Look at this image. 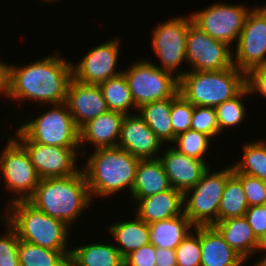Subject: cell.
<instances>
[{
  "label": "cell",
  "mask_w": 266,
  "mask_h": 266,
  "mask_svg": "<svg viewBox=\"0 0 266 266\" xmlns=\"http://www.w3.org/2000/svg\"><path fill=\"white\" fill-rule=\"evenodd\" d=\"M14 137L26 150L40 179L75 174L78 154L69 147L49 146L31 141L19 128Z\"/></svg>",
  "instance_id": "5bb4252c"
},
{
  "label": "cell",
  "mask_w": 266,
  "mask_h": 266,
  "mask_svg": "<svg viewBox=\"0 0 266 266\" xmlns=\"http://www.w3.org/2000/svg\"><path fill=\"white\" fill-rule=\"evenodd\" d=\"M0 171L6 190L15 194L7 205L15 201H27L40 181L28 153L14 136L8 138L1 150Z\"/></svg>",
  "instance_id": "30bf717a"
},
{
  "label": "cell",
  "mask_w": 266,
  "mask_h": 266,
  "mask_svg": "<svg viewBox=\"0 0 266 266\" xmlns=\"http://www.w3.org/2000/svg\"><path fill=\"white\" fill-rule=\"evenodd\" d=\"M27 201L43 213L64 221L69 227L77 223L82 212L94 202L82 168L67 177L40 179Z\"/></svg>",
  "instance_id": "3957f363"
},
{
  "label": "cell",
  "mask_w": 266,
  "mask_h": 266,
  "mask_svg": "<svg viewBox=\"0 0 266 266\" xmlns=\"http://www.w3.org/2000/svg\"><path fill=\"white\" fill-rule=\"evenodd\" d=\"M232 48L233 64L245 74L266 64V5L251 8L238 42Z\"/></svg>",
  "instance_id": "7c38bea8"
},
{
  "label": "cell",
  "mask_w": 266,
  "mask_h": 266,
  "mask_svg": "<svg viewBox=\"0 0 266 266\" xmlns=\"http://www.w3.org/2000/svg\"><path fill=\"white\" fill-rule=\"evenodd\" d=\"M163 145L137 112L124 116L117 147L139 159H157Z\"/></svg>",
  "instance_id": "2e32d148"
},
{
  "label": "cell",
  "mask_w": 266,
  "mask_h": 266,
  "mask_svg": "<svg viewBox=\"0 0 266 266\" xmlns=\"http://www.w3.org/2000/svg\"><path fill=\"white\" fill-rule=\"evenodd\" d=\"M171 188L169 178L159 158L140 159L130 196L133 200H140Z\"/></svg>",
  "instance_id": "603a6c76"
},
{
  "label": "cell",
  "mask_w": 266,
  "mask_h": 266,
  "mask_svg": "<svg viewBox=\"0 0 266 266\" xmlns=\"http://www.w3.org/2000/svg\"><path fill=\"white\" fill-rule=\"evenodd\" d=\"M249 208L241 181L232 174L225 183L219 205L218 222L244 216Z\"/></svg>",
  "instance_id": "4dcf8cb0"
},
{
  "label": "cell",
  "mask_w": 266,
  "mask_h": 266,
  "mask_svg": "<svg viewBox=\"0 0 266 266\" xmlns=\"http://www.w3.org/2000/svg\"><path fill=\"white\" fill-rule=\"evenodd\" d=\"M252 228L254 235L261 242H266V218L262 206H252L244 215Z\"/></svg>",
  "instance_id": "ab89813d"
},
{
  "label": "cell",
  "mask_w": 266,
  "mask_h": 266,
  "mask_svg": "<svg viewBox=\"0 0 266 266\" xmlns=\"http://www.w3.org/2000/svg\"><path fill=\"white\" fill-rule=\"evenodd\" d=\"M156 266H177L176 251L156 247Z\"/></svg>",
  "instance_id": "b9f144b4"
},
{
  "label": "cell",
  "mask_w": 266,
  "mask_h": 266,
  "mask_svg": "<svg viewBox=\"0 0 266 266\" xmlns=\"http://www.w3.org/2000/svg\"><path fill=\"white\" fill-rule=\"evenodd\" d=\"M21 266H69L70 251H56L19 240Z\"/></svg>",
  "instance_id": "f546056e"
},
{
  "label": "cell",
  "mask_w": 266,
  "mask_h": 266,
  "mask_svg": "<svg viewBox=\"0 0 266 266\" xmlns=\"http://www.w3.org/2000/svg\"><path fill=\"white\" fill-rule=\"evenodd\" d=\"M167 147L165 150L163 148V153L158 158L172 188L184 194L201 180L202 175L209 168V161L203 162L181 154L169 145Z\"/></svg>",
  "instance_id": "ac0fdd59"
},
{
  "label": "cell",
  "mask_w": 266,
  "mask_h": 266,
  "mask_svg": "<svg viewBox=\"0 0 266 266\" xmlns=\"http://www.w3.org/2000/svg\"><path fill=\"white\" fill-rule=\"evenodd\" d=\"M129 84L135 106L172 98L179 89V79L162 70L152 60H138L122 70Z\"/></svg>",
  "instance_id": "ba28073f"
},
{
  "label": "cell",
  "mask_w": 266,
  "mask_h": 266,
  "mask_svg": "<svg viewBox=\"0 0 266 266\" xmlns=\"http://www.w3.org/2000/svg\"><path fill=\"white\" fill-rule=\"evenodd\" d=\"M6 233L0 236V266H21L19 261V238L14 228L2 217Z\"/></svg>",
  "instance_id": "d590c367"
},
{
  "label": "cell",
  "mask_w": 266,
  "mask_h": 266,
  "mask_svg": "<svg viewBox=\"0 0 266 266\" xmlns=\"http://www.w3.org/2000/svg\"><path fill=\"white\" fill-rule=\"evenodd\" d=\"M121 39L107 40L88 50L77 64L72 62L73 78L85 84L99 85L123 71L116 70L120 56Z\"/></svg>",
  "instance_id": "9a60e30c"
},
{
  "label": "cell",
  "mask_w": 266,
  "mask_h": 266,
  "mask_svg": "<svg viewBox=\"0 0 266 266\" xmlns=\"http://www.w3.org/2000/svg\"><path fill=\"white\" fill-rule=\"evenodd\" d=\"M247 4L215 2L204 9L191 13L193 23L212 38L230 47L238 42L247 14Z\"/></svg>",
  "instance_id": "8fae6325"
},
{
  "label": "cell",
  "mask_w": 266,
  "mask_h": 266,
  "mask_svg": "<svg viewBox=\"0 0 266 266\" xmlns=\"http://www.w3.org/2000/svg\"><path fill=\"white\" fill-rule=\"evenodd\" d=\"M191 15L175 16L155 26L152 32V49L160 60L157 66L164 71L181 78L187 70H178L182 63H186V38Z\"/></svg>",
  "instance_id": "9c48e42d"
},
{
  "label": "cell",
  "mask_w": 266,
  "mask_h": 266,
  "mask_svg": "<svg viewBox=\"0 0 266 266\" xmlns=\"http://www.w3.org/2000/svg\"><path fill=\"white\" fill-rule=\"evenodd\" d=\"M8 64V100L38 102L39 107L65 103L73 78L72 61L57 51L29 64ZM41 105V106H40Z\"/></svg>",
  "instance_id": "6da1fadb"
},
{
  "label": "cell",
  "mask_w": 266,
  "mask_h": 266,
  "mask_svg": "<svg viewBox=\"0 0 266 266\" xmlns=\"http://www.w3.org/2000/svg\"><path fill=\"white\" fill-rule=\"evenodd\" d=\"M41 1H44V2H47V3H52V2H59V0H41Z\"/></svg>",
  "instance_id": "f6af8a7d"
},
{
  "label": "cell",
  "mask_w": 266,
  "mask_h": 266,
  "mask_svg": "<svg viewBox=\"0 0 266 266\" xmlns=\"http://www.w3.org/2000/svg\"><path fill=\"white\" fill-rule=\"evenodd\" d=\"M260 254L262 253L263 257L261 256L258 260L259 261H255V265L253 266H266V242L262 243L261 249H260Z\"/></svg>",
  "instance_id": "ee69618b"
},
{
  "label": "cell",
  "mask_w": 266,
  "mask_h": 266,
  "mask_svg": "<svg viewBox=\"0 0 266 266\" xmlns=\"http://www.w3.org/2000/svg\"><path fill=\"white\" fill-rule=\"evenodd\" d=\"M149 225L150 243L162 249H174L194 229L183 213L180 216L161 220Z\"/></svg>",
  "instance_id": "484cf974"
},
{
  "label": "cell",
  "mask_w": 266,
  "mask_h": 266,
  "mask_svg": "<svg viewBox=\"0 0 266 266\" xmlns=\"http://www.w3.org/2000/svg\"><path fill=\"white\" fill-rule=\"evenodd\" d=\"M124 116L120 112L109 110L83 125L79 129L80 150L87 143L95 149L117 147Z\"/></svg>",
  "instance_id": "d6986e66"
},
{
  "label": "cell",
  "mask_w": 266,
  "mask_h": 266,
  "mask_svg": "<svg viewBox=\"0 0 266 266\" xmlns=\"http://www.w3.org/2000/svg\"><path fill=\"white\" fill-rule=\"evenodd\" d=\"M99 87L110 111L130 115L134 114L133 112L131 113L133 109L135 112L138 110L123 72L100 83Z\"/></svg>",
  "instance_id": "83f0119b"
},
{
  "label": "cell",
  "mask_w": 266,
  "mask_h": 266,
  "mask_svg": "<svg viewBox=\"0 0 266 266\" xmlns=\"http://www.w3.org/2000/svg\"><path fill=\"white\" fill-rule=\"evenodd\" d=\"M3 208V217L16 231L19 240L56 251H71V234L64 221L36 209L28 201H15Z\"/></svg>",
  "instance_id": "277c9868"
},
{
  "label": "cell",
  "mask_w": 266,
  "mask_h": 266,
  "mask_svg": "<svg viewBox=\"0 0 266 266\" xmlns=\"http://www.w3.org/2000/svg\"><path fill=\"white\" fill-rule=\"evenodd\" d=\"M133 219L122 222L120 220L118 223L115 221L107 227L108 234L112 237L111 239L114 238L117 242L113 243L114 246L119 250L123 258L150 243L149 225L136 215Z\"/></svg>",
  "instance_id": "cb8c5ba5"
},
{
  "label": "cell",
  "mask_w": 266,
  "mask_h": 266,
  "mask_svg": "<svg viewBox=\"0 0 266 266\" xmlns=\"http://www.w3.org/2000/svg\"><path fill=\"white\" fill-rule=\"evenodd\" d=\"M246 87V74L235 66L219 71H187L179 78V93L193 106L216 107Z\"/></svg>",
  "instance_id": "5b68a950"
},
{
  "label": "cell",
  "mask_w": 266,
  "mask_h": 266,
  "mask_svg": "<svg viewBox=\"0 0 266 266\" xmlns=\"http://www.w3.org/2000/svg\"><path fill=\"white\" fill-rule=\"evenodd\" d=\"M261 206L263 207V211H265V218H266V202Z\"/></svg>",
  "instance_id": "bcb514c9"
},
{
  "label": "cell",
  "mask_w": 266,
  "mask_h": 266,
  "mask_svg": "<svg viewBox=\"0 0 266 266\" xmlns=\"http://www.w3.org/2000/svg\"><path fill=\"white\" fill-rule=\"evenodd\" d=\"M209 168L201 180L183 194L184 214L194 227L214 226L226 180L233 174L232 165L218 171Z\"/></svg>",
  "instance_id": "8992f818"
},
{
  "label": "cell",
  "mask_w": 266,
  "mask_h": 266,
  "mask_svg": "<svg viewBox=\"0 0 266 266\" xmlns=\"http://www.w3.org/2000/svg\"><path fill=\"white\" fill-rule=\"evenodd\" d=\"M246 87L250 95L259 93L266 98V64L253 68L246 74Z\"/></svg>",
  "instance_id": "60d3db41"
},
{
  "label": "cell",
  "mask_w": 266,
  "mask_h": 266,
  "mask_svg": "<svg viewBox=\"0 0 266 266\" xmlns=\"http://www.w3.org/2000/svg\"><path fill=\"white\" fill-rule=\"evenodd\" d=\"M201 266H242L246 261L214 226H200Z\"/></svg>",
  "instance_id": "7402d4cb"
},
{
  "label": "cell",
  "mask_w": 266,
  "mask_h": 266,
  "mask_svg": "<svg viewBox=\"0 0 266 266\" xmlns=\"http://www.w3.org/2000/svg\"><path fill=\"white\" fill-rule=\"evenodd\" d=\"M81 155L86 162L82 171L85 175L91 199L115 196L124 189L132 192L136 169L140 159L119 147L99 148ZM87 154L88 157H85Z\"/></svg>",
  "instance_id": "7a4b0ae2"
},
{
  "label": "cell",
  "mask_w": 266,
  "mask_h": 266,
  "mask_svg": "<svg viewBox=\"0 0 266 266\" xmlns=\"http://www.w3.org/2000/svg\"><path fill=\"white\" fill-rule=\"evenodd\" d=\"M191 129L202 132L212 139L219 136V127L214 107L194 106Z\"/></svg>",
  "instance_id": "8d00e7d4"
},
{
  "label": "cell",
  "mask_w": 266,
  "mask_h": 266,
  "mask_svg": "<svg viewBox=\"0 0 266 266\" xmlns=\"http://www.w3.org/2000/svg\"><path fill=\"white\" fill-rule=\"evenodd\" d=\"M193 111L194 106L179 91L172 97L170 116L173 128V140L178 134L191 129Z\"/></svg>",
  "instance_id": "e575fe53"
},
{
  "label": "cell",
  "mask_w": 266,
  "mask_h": 266,
  "mask_svg": "<svg viewBox=\"0 0 266 266\" xmlns=\"http://www.w3.org/2000/svg\"><path fill=\"white\" fill-rule=\"evenodd\" d=\"M134 213L147 224L171 219L184 213L183 193L175 188L134 200Z\"/></svg>",
  "instance_id": "ffe728a7"
},
{
  "label": "cell",
  "mask_w": 266,
  "mask_h": 266,
  "mask_svg": "<svg viewBox=\"0 0 266 266\" xmlns=\"http://www.w3.org/2000/svg\"><path fill=\"white\" fill-rule=\"evenodd\" d=\"M250 92L245 87L237 96L214 107L219 127V135L226 128L239 126L245 120L246 105L243 100ZM243 98V99H242Z\"/></svg>",
  "instance_id": "1f68e13d"
},
{
  "label": "cell",
  "mask_w": 266,
  "mask_h": 266,
  "mask_svg": "<svg viewBox=\"0 0 266 266\" xmlns=\"http://www.w3.org/2000/svg\"><path fill=\"white\" fill-rule=\"evenodd\" d=\"M212 138L202 132L189 129L186 132L178 134L171 147L181 154L206 162L205 154L211 152ZM176 145V146H175Z\"/></svg>",
  "instance_id": "d6a6232c"
},
{
  "label": "cell",
  "mask_w": 266,
  "mask_h": 266,
  "mask_svg": "<svg viewBox=\"0 0 266 266\" xmlns=\"http://www.w3.org/2000/svg\"><path fill=\"white\" fill-rule=\"evenodd\" d=\"M214 227L225 242L245 261L256 256L262 243L256 238L245 216L232 217L217 222ZM257 253V254H256Z\"/></svg>",
  "instance_id": "44dd1931"
},
{
  "label": "cell",
  "mask_w": 266,
  "mask_h": 266,
  "mask_svg": "<svg viewBox=\"0 0 266 266\" xmlns=\"http://www.w3.org/2000/svg\"><path fill=\"white\" fill-rule=\"evenodd\" d=\"M233 49L225 42L216 40L197 27L189 24L186 38V59L189 71H219L234 66Z\"/></svg>",
  "instance_id": "4fadbf2b"
},
{
  "label": "cell",
  "mask_w": 266,
  "mask_h": 266,
  "mask_svg": "<svg viewBox=\"0 0 266 266\" xmlns=\"http://www.w3.org/2000/svg\"><path fill=\"white\" fill-rule=\"evenodd\" d=\"M65 104L78 129L109 111L99 85L81 83L75 78L69 82Z\"/></svg>",
  "instance_id": "e0dca14e"
},
{
  "label": "cell",
  "mask_w": 266,
  "mask_h": 266,
  "mask_svg": "<svg viewBox=\"0 0 266 266\" xmlns=\"http://www.w3.org/2000/svg\"><path fill=\"white\" fill-rule=\"evenodd\" d=\"M172 98L141 105L137 114L145 121L157 137L166 144L173 142V128L170 116ZM166 143V144H165Z\"/></svg>",
  "instance_id": "4316f807"
},
{
  "label": "cell",
  "mask_w": 266,
  "mask_h": 266,
  "mask_svg": "<svg viewBox=\"0 0 266 266\" xmlns=\"http://www.w3.org/2000/svg\"><path fill=\"white\" fill-rule=\"evenodd\" d=\"M8 64L0 59V94L8 98Z\"/></svg>",
  "instance_id": "7bdbcfd3"
},
{
  "label": "cell",
  "mask_w": 266,
  "mask_h": 266,
  "mask_svg": "<svg viewBox=\"0 0 266 266\" xmlns=\"http://www.w3.org/2000/svg\"><path fill=\"white\" fill-rule=\"evenodd\" d=\"M233 174L241 181L248 206H261L266 202V182L259 178L238 173L233 168Z\"/></svg>",
  "instance_id": "74e56055"
},
{
  "label": "cell",
  "mask_w": 266,
  "mask_h": 266,
  "mask_svg": "<svg viewBox=\"0 0 266 266\" xmlns=\"http://www.w3.org/2000/svg\"><path fill=\"white\" fill-rule=\"evenodd\" d=\"M69 266H124V258L111 242L71 247Z\"/></svg>",
  "instance_id": "d4e9b609"
},
{
  "label": "cell",
  "mask_w": 266,
  "mask_h": 266,
  "mask_svg": "<svg viewBox=\"0 0 266 266\" xmlns=\"http://www.w3.org/2000/svg\"><path fill=\"white\" fill-rule=\"evenodd\" d=\"M175 251L177 266H201L200 226L194 227Z\"/></svg>",
  "instance_id": "836d02e7"
},
{
  "label": "cell",
  "mask_w": 266,
  "mask_h": 266,
  "mask_svg": "<svg viewBox=\"0 0 266 266\" xmlns=\"http://www.w3.org/2000/svg\"><path fill=\"white\" fill-rule=\"evenodd\" d=\"M246 142L242 147L241 159L232 163V167L238 172L248 176L259 178L266 182V140Z\"/></svg>",
  "instance_id": "f1b7e54d"
},
{
  "label": "cell",
  "mask_w": 266,
  "mask_h": 266,
  "mask_svg": "<svg viewBox=\"0 0 266 266\" xmlns=\"http://www.w3.org/2000/svg\"><path fill=\"white\" fill-rule=\"evenodd\" d=\"M18 128L33 142L72 148L80 157L79 129L76 127L73 117L65 103L48 105L47 110L28 119Z\"/></svg>",
  "instance_id": "52a82bcc"
},
{
  "label": "cell",
  "mask_w": 266,
  "mask_h": 266,
  "mask_svg": "<svg viewBox=\"0 0 266 266\" xmlns=\"http://www.w3.org/2000/svg\"><path fill=\"white\" fill-rule=\"evenodd\" d=\"M124 266H156V247L149 243L124 258Z\"/></svg>",
  "instance_id": "f35d334b"
}]
</instances>
